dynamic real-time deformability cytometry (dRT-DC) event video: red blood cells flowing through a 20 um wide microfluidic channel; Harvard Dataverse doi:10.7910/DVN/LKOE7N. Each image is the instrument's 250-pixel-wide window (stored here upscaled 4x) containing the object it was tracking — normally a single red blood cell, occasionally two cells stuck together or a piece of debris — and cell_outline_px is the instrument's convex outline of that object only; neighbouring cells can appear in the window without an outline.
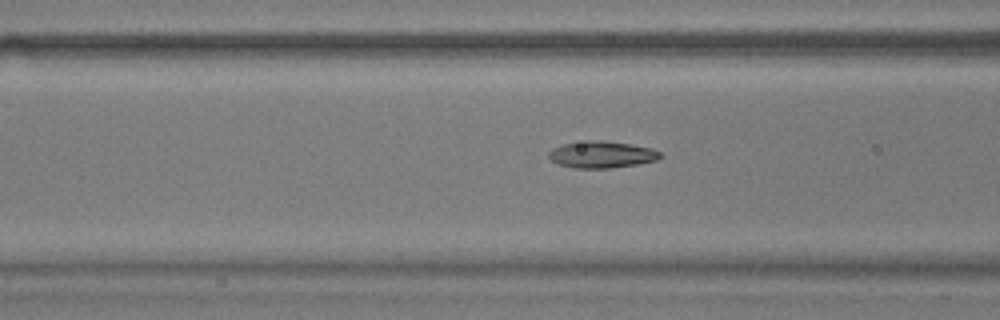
{"species": "common noctule bat (a hibernating species)", "species_latin": "Nyctalus noctula", "temperature_condition": "warm", "stored_images_in_passage": 46, "camera_frame_rate_fps": 3000, "um_per_image_px": 0.085, "animal": {"sex": "male", "body_mass_g": 17.9}, "frame": {"image": 1, "passage_image": 13, "time_ms": 4.0, "image_size_px": [1000, 320], "cell_outline_px": [[664, 156], [656, 160], [636, 164], [608, 168], [576, 168], [560, 164], [552, 160], [548, 156], [548, 152], [552, 148], [564, 144], [588, 140], [600, 140], [628, 144], [652, 148], [660, 152]], "centroid_in_image_um": [51.15, 13.13], "position_along_channel_um": 115.4, "area_um2": 17.17}}
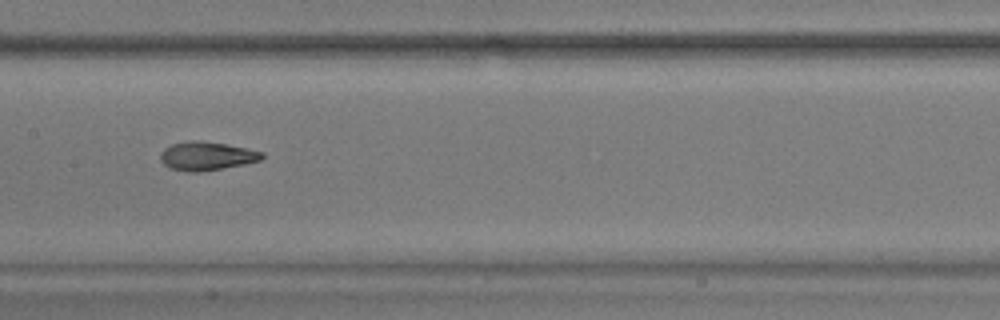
{"frame": {"image": 2, "passage_image": 19, "time_ms": 6.0, "image_size_px": [1000, 320], "cell_outline_px": [[264, 156], [260, 160], [244, 164], [196, 172], [188, 172], [168, 168], [160, 160], [160, 152], [164, 148], [172, 144], [192, 140], [200, 140], [228, 144], [248, 148], [264, 152]], "centroid_in_image_um": [17.55, 13.25], "position_along_channel_um": 189.9, "area_um2": 16.99}}
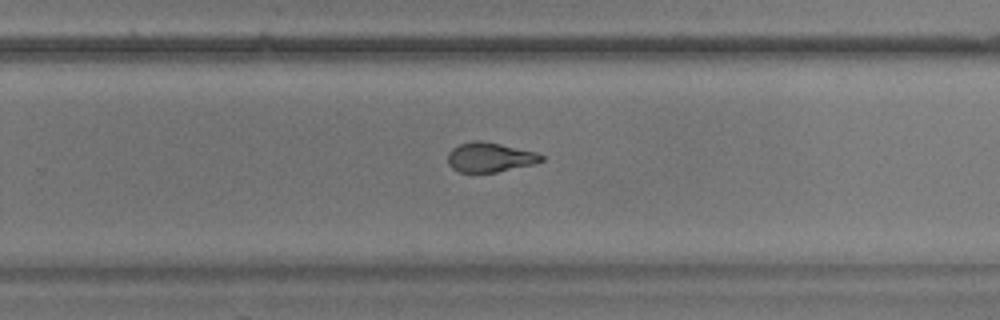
{"frame": {"image": 3, "passage_image": 27, "time_ms": 8.667, "image_size_px": [1000, 320], "cell_outline_px": [[544, 160], [532, 164], [496, 172], [460, 172], [452, 168], [448, 164], [448, 152], [452, 148], [460, 144], [476, 140], [480, 140], [500, 144], [536, 152], [544, 156]], "centroid_in_image_um": [41.62, 13.36], "position_along_channel_um": 288.2, "area_um2": 15.95}, "authors_computed_cell_mechanics": {"area_um2": 17.1377, "velocity_mm_per_s": 3.7016, "shape_relaxation_time_tau1_ms": null, "shape_relaxation_time_tau2_ms": 2.3099, "deformation_change_tau1": null, "deformation_change_tau2": 0.0934}}